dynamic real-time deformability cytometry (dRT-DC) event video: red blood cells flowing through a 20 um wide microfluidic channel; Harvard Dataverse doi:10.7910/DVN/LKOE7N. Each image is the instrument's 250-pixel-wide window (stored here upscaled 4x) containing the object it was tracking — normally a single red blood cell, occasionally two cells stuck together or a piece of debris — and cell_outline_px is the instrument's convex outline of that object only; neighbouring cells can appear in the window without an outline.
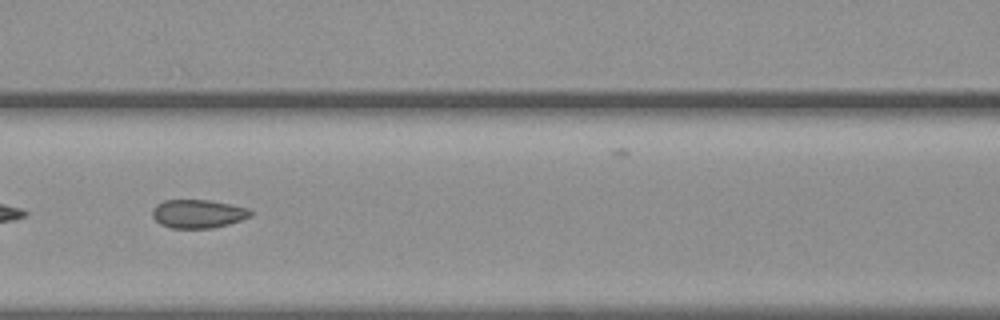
{"species": "common noctule bat (a hibernating species)", "species_latin": "Nyctalus noctula", "temperature_condition": "warm", "stored_images_in_passage": 48, "camera_frame_rate_fps": 3000, "um_per_image_px": 0.085, "animal": {"sex": "female", "body_mass_g": 19.3, "forearm_length_mm": 54.1}, "frame": {"image": 1, "passage_image": 16, "time_ms": 5.0, "image_size_px": [1000, 320], "cell_outline_px": [[252, 216], [228, 224], [212, 228], [172, 228], [160, 224], [152, 216], [152, 208], [156, 204], [164, 200], [208, 200], [248, 208], [252, 212]], "centroid_in_image_um": [16.8, 18.17], "position_along_channel_um": 149.8, "area_um2": 16.24}}
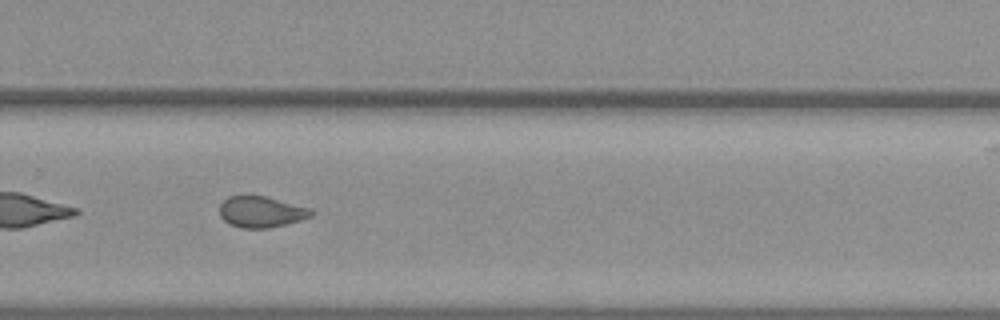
{"frame": {"image": 2, "passage_image": 29, "time_ms": 9.333, "image_size_px": [1000, 320], "cell_outline_px": [[312, 216], [300, 220], [268, 228], [240, 228], [228, 224], [220, 216], [220, 204], [228, 196], [240, 192], [248, 192], [312, 208]], "centroid_in_image_um": [22.13, 17.96], "position_along_channel_um": 307.7, "area_um2": 17.17}}
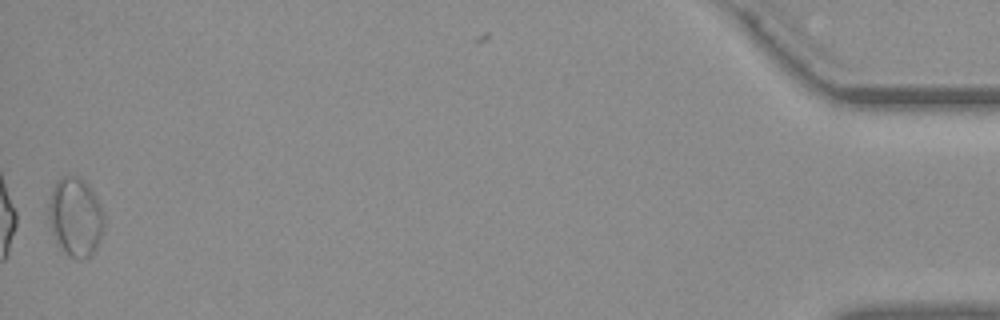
{"frame": {"image": 3, "passage_image": 47, "time_ms": 15.333, "image_size_px": [1000, 320], "cell_outline_px": [[104, 224], [96, 248], [92, 256], [80, 260], [76, 260], [68, 256], [60, 248], [52, 232], [48, 216], [48, 208], [52, 188], [64, 176], [76, 176], [84, 180], [88, 184], [104, 216]], "centroid_in_image_um": [6.4, 18.49], "position_along_channel_um": 428.8, "area_um2": 25.2}, "authors_computed_cell_mechanics": {"area_um2": 17.5423, "velocity_mm_per_s": 3.6595, "shape_relaxation_time_tau1_ms": null, "shape_relaxation_time_tau2_ms": 0.8626, "deformation_change_tau1": null, "deformation_change_tau2": 0.0714}}